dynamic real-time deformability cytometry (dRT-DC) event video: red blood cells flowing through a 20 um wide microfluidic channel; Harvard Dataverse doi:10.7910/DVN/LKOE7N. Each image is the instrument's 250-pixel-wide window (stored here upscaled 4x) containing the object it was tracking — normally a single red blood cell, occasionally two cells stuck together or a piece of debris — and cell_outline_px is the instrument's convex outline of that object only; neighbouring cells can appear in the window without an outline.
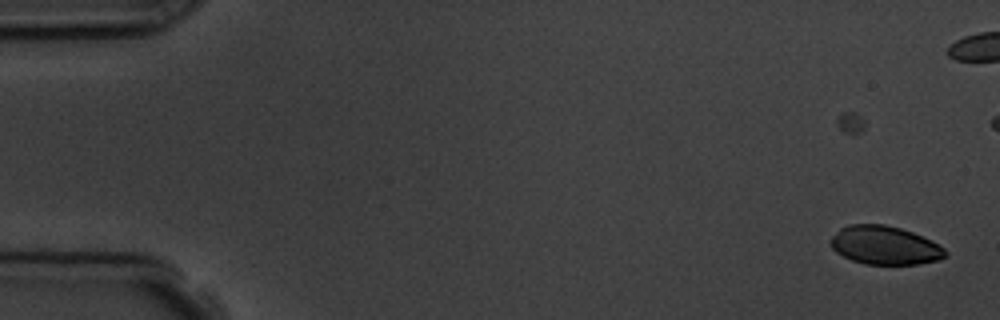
{"species": "common noctule bat (a hibernating species)", "species_latin": "Nyctalus noctula", "temperature_condition": "room temperature", "stored_images_in_passage": 7, "camera_frame_rate_fps": 3000, "um_per_image_px": 0.085, "animal": {"sex": "male", "body_mass_g": 19.5, "forearm_length_mm": 54.6}, "frame": {"image": 1, "passage_image": 2, "time_ms": 1.333, "image_size_px": [1000, 320], "cell_outline_px": [[948, 256], [940, 260], [920, 264], [864, 264], [852, 260], [836, 252], [832, 248], [832, 236], [840, 228], [848, 224], [884, 224], [900, 228], [912, 232], [932, 240], [940, 244], [948, 252]], "centroid_in_image_um": [75.26, 20.85], "position_along_channel_um": 9.7, "area_um2": 25.89}}